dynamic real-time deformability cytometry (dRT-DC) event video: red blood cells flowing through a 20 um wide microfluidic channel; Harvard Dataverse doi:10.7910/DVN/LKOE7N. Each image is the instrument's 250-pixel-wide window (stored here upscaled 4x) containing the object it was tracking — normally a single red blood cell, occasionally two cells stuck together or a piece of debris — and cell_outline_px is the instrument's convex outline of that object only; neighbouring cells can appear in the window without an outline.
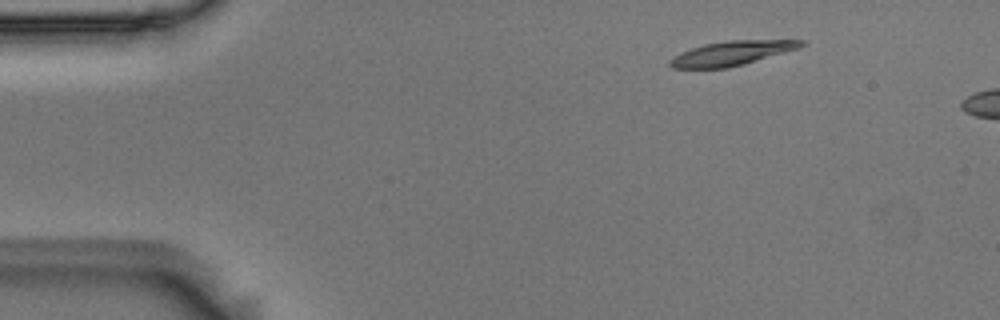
{"species": "Egyptian fruit bat (a non-hibernating species)", "species_latin": "Rousettus aegyptiacus", "temperature_condition": "room temperature", "stored_images_in_passage": 4, "camera_frame_rate_fps": 3000, "um_per_image_px": 0.085, "animal": {"sex": "male"}, "frame": {"image": 1, "passage_image": 2, "time_ms": 0.333, "image_size_px": [1000, 320], "cell_outline_px": [[804, 44], [796, 48], [744, 64], [728, 68], [672, 68], [668, 64], [668, 60], [680, 52], [704, 44], [728, 40], [804, 40]], "centroid_in_image_um": [62.1, 4.53], "position_along_channel_um": 22.9, "area_um2": 18.32}}